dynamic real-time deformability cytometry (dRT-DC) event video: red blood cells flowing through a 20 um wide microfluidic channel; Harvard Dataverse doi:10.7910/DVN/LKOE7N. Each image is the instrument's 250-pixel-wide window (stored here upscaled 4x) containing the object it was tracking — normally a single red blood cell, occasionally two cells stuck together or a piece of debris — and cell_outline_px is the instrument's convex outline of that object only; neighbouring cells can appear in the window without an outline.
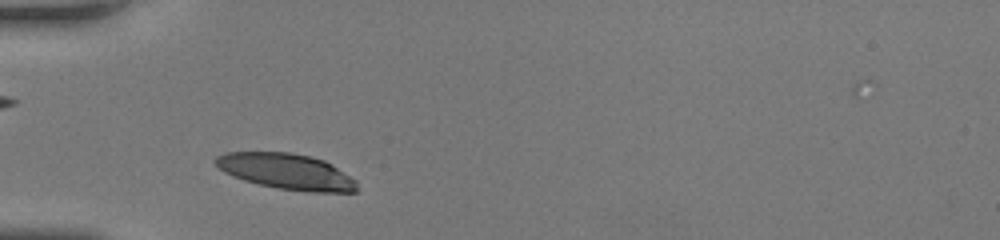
{"species": "human", "species_latin": "Homo sapiens", "temperature_condition": "room temperature", "stored_images_in_passage": 29, "camera_frame_rate_fps": 3000, "um_per_image_px": 0.085, "donor": {"sex": "female"}, "frame": {"image": 1, "passage_image": 2, "time_ms": 0.333, "image_size_px": [1000, 240], "cell_outline_px": [[356, 192], [308, 192], [276, 188], [244, 180], [224, 172], [212, 160], [216, 156], [224, 152], [292, 152], [312, 156], [324, 160], [332, 164], [356, 180]], "centroid_in_image_um": [24.35, 14.56], "position_along_channel_um": 60.7, "area_um2": 29.59}}
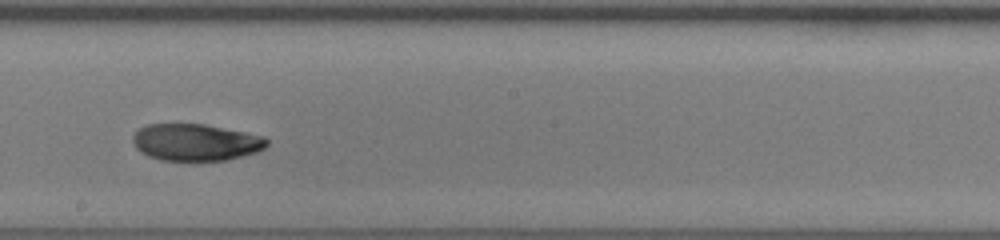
{"frame": {"image": 2, "passage_image": 15, "time_ms": 4.667, "image_size_px": [1000, 240], "cell_outline_px": [[268, 144], [264, 148], [256, 152], [228, 160], [160, 160], [148, 156], [140, 152], [136, 148], [132, 140], [132, 136], [140, 128], [148, 124], [204, 124], [264, 136], [268, 140]], "centroid_in_image_um": [16.62, 12.09], "position_along_channel_um": 231.6, "area_um2": 28.73}}
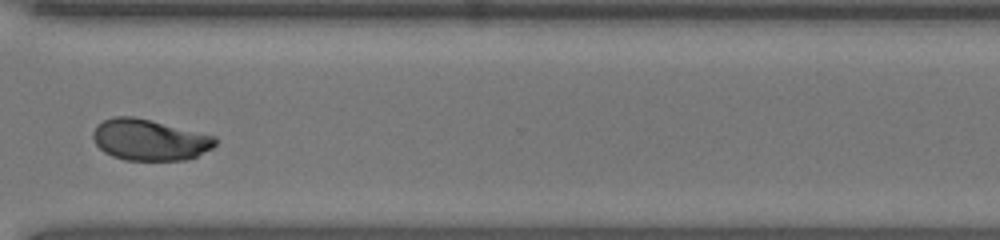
{"frame": {"image": 3, "passage_image": 24, "time_ms": 7.667, "image_size_px": [1000, 240], "cell_outline_px": [[216, 144], [212, 148], [196, 156], [184, 160], [124, 160], [112, 156], [104, 152], [96, 144], [92, 136], [92, 132], [96, 124], [112, 116], [132, 116], [216, 136]], "centroid_in_image_um": [12.67, 11.89], "position_along_channel_um": 357.9, "area_um2": 29.25}, "authors_computed_cell_mechanics": {"area_um2": 29.4202, "velocity_mm_per_s": 4.1797, "shape_relaxation_time_tau1_ms": null, "shape_relaxation_time_tau2_ms": 1.8611, "deformation_change_tau1": null, "deformation_change_tau2": 0.0554}}